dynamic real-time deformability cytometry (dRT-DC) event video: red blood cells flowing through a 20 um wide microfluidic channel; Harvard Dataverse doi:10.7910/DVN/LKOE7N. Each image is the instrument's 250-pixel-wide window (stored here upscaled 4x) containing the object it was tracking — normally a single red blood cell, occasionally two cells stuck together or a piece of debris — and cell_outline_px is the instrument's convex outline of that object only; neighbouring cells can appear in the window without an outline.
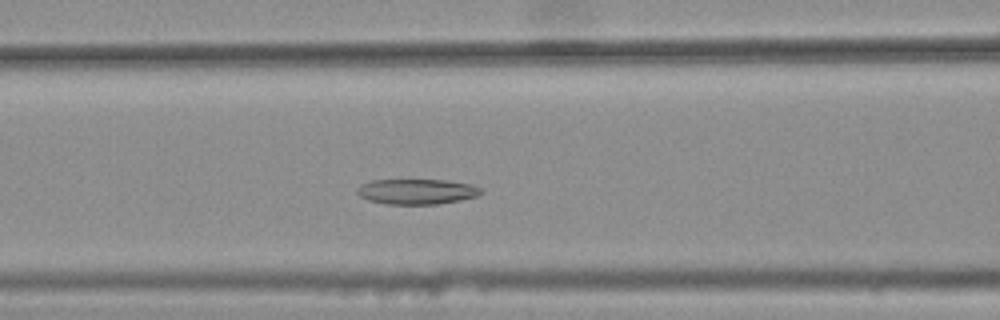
{"species": "common noctule bat (a hibernating species)", "species_latin": "Nyctalus noctula", "temperature_condition": "warm", "stored_images_in_passage": 33, "camera_frame_rate_fps": 3000, "um_per_image_px": 0.085, "animal": {"sex": "female", "body_mass_g": 25.1}, "frame": {"image": 1, "passage_image": 11, "time_ms": 3.333, "image_size_px": [1000, 320], "cell_outline_px": [[484, 192], [476, 196], [460, 200], [440, 204], [384, 204], [368, 200], [360, 196], [356, 192], [356, 188], [360, 184], [372, 180], [444, 180], [472, 184], [480, 188]], "centroid_in_image_um": [35.4, 16.28], "position_along_channel_um": 131.2, "area_um2": 18.38}}
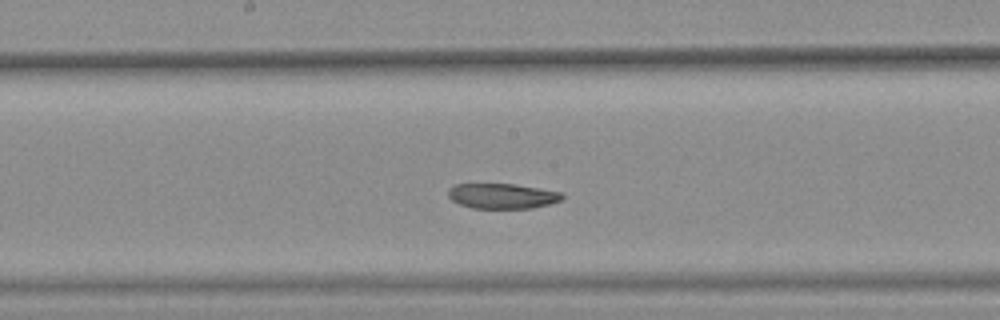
{"frame": {"image": 2, "passage_image": 17, "time_ms": 5.333, "image_size_px": [1000, 320], "cell_outline_px": [[564, 196], [560, 200], [548, 204], [532, 208], [472, 208], [460, 204], [452, 200], [448, 196], [448, 188], [456, 184], [512, 184], [564, 192]], "centroid_in_image_um": [42.68, 16.66], "position_along_channel_um": 205.5, "area_um2": 16.65}}
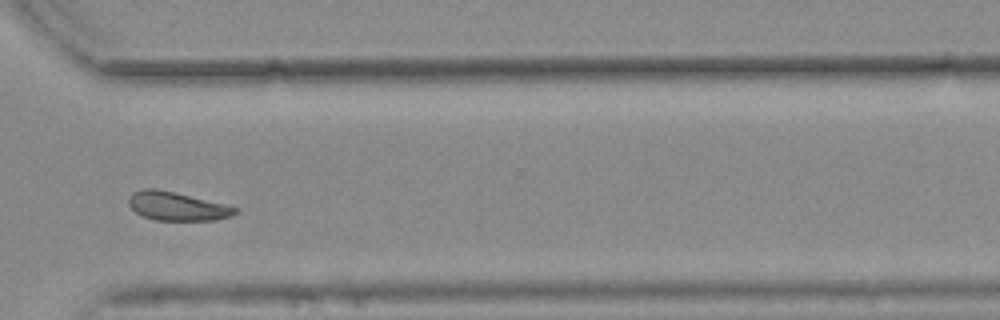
{"frame": {"image": 3, "passage_image": 29, "time_ms": 9.333, "image_size_px": [1000, 320], "cell_outline_px": [[240, 208], [232, 216], [216, 220], [156, 220], [144, 216], [136, 212], [128, 204], [128, 196], [132, 192], [144, 188], [156, 188], [224, 204]], "centroid_in_image_um": [15.03, 17.53], "position_along_channel_um": 355.6, "area_um2": 17.63}}